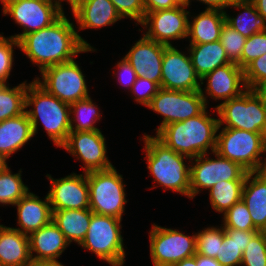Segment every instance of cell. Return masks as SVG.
Here are the masks:
<instances>
[{"label": "cell", "mask_w": 266, "mask_h": 266, "mask_svg": "<svg viewBox=\"0 0 266 266\" xmlns=\"http://www.w3.org/2000/svg\"><path fill=\"white\" fill-rule=\"evenodd\" d=\"M6 83L2 80V79H0V89L5 85Z\"/></svg>", "instance_id": "cell-57"}, {"label": "cell", "mask_w": 266, "mask_h": 266, "mask_svg": "<svg viewBox=\"0 0 266 266\" xmlns=\"http://www.w3.org/2000/svg\"><path fill=\"white\" fill-rule=\"evenodd\" d=\"M19 48L39 66L40 72L49 66L69 62L78 53L94 51L64 14L49 27L24 35L19 40Z\"/></svg>", "instance_id": "cell-1"}, {"label": "cell", "mask_w": 266, "mask_h": 266, "mask_svg": "<svg viewBox=\"0 0 266 266\" xmlns=\"http://www.w3.org/2000/svg\"><path fill=\"white\" fill-rule=\"evenodd\" d=\"M252 90L261 99L266 108V80L258 83Z\"/></svg>", "instance_id": "cell-48"}, {"label": "cell", "mask_w": 266, "mask_h": 266, "mask_svg": "<svg viewBox=\"0 0 266 266\" xmlns=\"http://www.w3.org/2000/svg\"><path fill=\"white\" fill-rule=\"evenodd\" d=\"M205 79L208 83L206 93L215 100H230L240 96L247 89L243 69L233 62L217 67L203 77L201 82Z\"/></svg>", "instance_id": "cell-19"}, {"label": "cell", "mask_w": 266, "mask_h": 266, "mask_svg": "<svg viewBox=\"0 0 266 266\" xmlns=\"http://www.w3.org/2000/svg\"><path fill=\"white\" fill-rule=\"evenodd\" d=\"M28 192L29 188L21 179V171L12 174L7 166L0 172V203L15 205Z\"/></svg>", "instance_id": "cell-34"}, {"label": "cell", "mask_w": 266, "mask_h": 266, "mask_svg": "<svg viewBox=\"0 0 266 266\" xmlns=\"http://www.w3.org/2000/svg\"><path fill=\"white\" fill-rule=\"evenodd\" d=\"M251 1L254 3L257 12L266 19V0H251Z\"/></svg>", "instance_id": "cell-49"}, {"label": "cell", "mask_w": 266, "mask_h": 266, "mask_svg": "<svg viewBox=\"0 0 266 266\" xmlns=\"http://www.w3.org/2000/svg\"><path fill=\"white\" fill-rule=\"evenodd\" d=\"M257 232L224 228V239L217 254L218 262L222 266L241 265L242 253Z\"/></svg>", "instance_id": "cell-29"}, {"label": "cell", "mask_w": 266, "mask_h": 266, "mask_svg": "<svg viewBox=\"0 0 266 266\" xmlns=\"http://www.w3.org/2000/svg\"><path fill=\"white\" fill-rule=\"evenodd\" d=\"M185 7L188 6L180 4L172 9L146 13L140 24L149 28L143 35L167 46L172 45L169 39L188 38L189 17L187 16L190 13Z\"/></svg>", "instance_id": "cell-14"}, {"label": "cell", "mask_w": 266, "mask_h": 266, "mask_svg": "<svg viewBox=\"0 0 266 266\" xmlns=\"http://www.w3.org/2000/svg\"><path fill=\"white\" fill-rule=\"evenodd\" d=\"M216 159H210L206 154L194 158L195 165L190 167V198H194L202 189H211L221 180H245L247 171L239 164L221 157L213 152ZM207 157V158H206ZM205 158V159H204Z\"/></svg>", "instance_id": "cell-13"}, {"label": "cell", "mask_w": 266, "mask_h": 266, "mask_svg": "<svg viewBox=\"0 0 266 266\" xmlns=\"http://www.w3.org/2000/svg\"><path fill=\"white\" fill-rule=\"evenodd\" d=\"M224 239V227H209L196 233V254L217 259L220 246Z\"/></svg>", "instance_id": "cell-35"}, {"label": "cell", "mask_w": 266, "mask_h": 266, "mask_svg": "<svg viewBox=\"0 0 266 266\" xmlns=\"http://www.w3.org/2000/svg\"><path fill=\"white\" fill-rule=\"evenodd\" d=\"M27 86L26 81L14 88L6 83L0 89V122L25 113Z\"/></svg>", "instance_id": "cell-32"}, {"label": "cell", "mask_w": 266, "mask_h": 266, "mask_svg": "<svg viewBox=\"0 0 266 266\" xmlns=\"http://www.w3.org/2000/svg\"><path fill=\"white\" fill-rule=\"evenodd\" d=\"M117 67L120 69L118 71L119 73L117 74L119 75V82H121V84L127 86L128 88H132V85L136 81L137 75L131 64L126 58H123L120 62H118Z\"/></svg>", "instance_id": "cell-44"}, {"label": "cell", "mask_w": 266, "mask_h": 266, "mask_svg": "<svg viewBox=\"0 0 266 266\" xmlns=\"http://www.w3.org/2000/svg\"><path fill=\"white\" fill-rule=\"evenodd\" d=\"M245 180H221L210 190V204L219 213H225L242 198Z\"/></svg>", "instance_id": "cell-31"}, {"label": "cell", "mask_w": 266, "mask_h": 266, "mask_svg": "<svg viewBox=\"0 0 266 266\" xmlns=\"http://www.w3.org/2000/svg\"><path fill=\"white\" fill-rule=\"evenodd\" d=\"M3 14H9L23 28L21 34L12 36L19 41L24 35L52 25L63 14V8L49 0H12L3 5Z\"/></svg>", "instance_id": "cell-12"}, {"label": "cell", "mask_w": 266, "mask_h": 266, "mask_svg": "<svg viewBox=\"0 0 266 266\" xmlns=\"http://www.w3.org/2000/svg\"><path fill=\"white\" fill-rule=\"evenodd\" d=\"M29 236L0 225V266H29Z\"/></svg>", "instance_id": "cell-23"}, {"label": "cell", "mask_w": 266, "mask_h": 266, "mask_svg": "<svg viewBox=\"0 0 266 266\" xmlns=\"http://www.w3.org/2000/svg\"><path fill=\"white\" fill-rule=\"evenodd\" d=\"M180 4H185L187 6L188 0H177Z\"/></svg>", "instance_id": "cell-56"}, {"label": "cell", "mask_w": 266, "mask_h": 266, "mask_svg": "<svg viewBox=\"0 0 266 266\" xmlns=\"http://www.w3.org/2000/svg\"><path fill=\"white\" fill-rule=\"evenodd\" d=\"M41 74L43 82L36 78L37 83L64 103L71 105L89 97L85 76L74 59L49 66Z\"/></svg>", "instance_id": "cell-10"}, {"label": "cell", "mask_w": 266, "mask_h": 266, "mask_svg": "<svg viewBox=\"0 0 266 266\" xmlns=\"http://www.w3.org/2000/svg\"><path fill=\"white\" fill-rule=\"evenodd\" d=\"M160 88L158 83L149 81L144 77H137L130 91L136 95V102L148 106Z\"/></svg>", "instance_id": "cell-42"}, {"label": "cell", "mask_w": 266, "mask_h": 266, "mask_svg": "<svg viewBox=\"0 0 266 266\" xmlns=\"http://www.w3.org/2000/svg\"><path fill=\"white\" fill-rule=\"evenodd\" d=\"M206 98L202 89L197 91H176L160 88L147 106L164 117L156 132L158 133L170 123L182 122L201 114L207 109Z\"/></svg>", "instance_id": "cell-9"}, {"label": "cell", "mask_w": 266, "mask_h": 266, "mask_svg": "<svg viewBox=\"0 0 266 266\" xmlns=\"http://www.w3.org/2000/svg\"><path fill=\"white\" fill-rule=\"evenodd\" d=\"M61 147L82 160L85 164L83 167L85 173L114 167L106 157L105 137L100 130L70 132Z\"/></svg>", "instance_id": "cell-16"}, {"label": "cell", "mask_w": 266, "mask_h": 266, "mask_svg": "<svg viewBox=\"0 0 266 266\" xmlns=\"http://www.w3.org/2000/svg\"><path fill=\"white\" fill-rule=\"evenodd\" d=\"M13 45L19 47V41L10 38H5L0 35V79L7 81L12 65H13Z\"/></svg>", "instance_id": "cell-40"}, {"label": "cell", "mask_w": 266, "mask_h": 266, "mask_svg": "<svg viewBox=\"0 0 266 266\" xmlns=\"http://www.w3.org/2000/svg\"><path fill=\"white\" fill-rule=\"evenodd\" d=\"M173 266H197V254H195L193 257L183 259Z\"/></svg>", "instance_id": "cell-50"}, {"label": "cell", "mask_w": 266, "mask_h": 266, "mask_svg": "<svg viewBox=\"0 0 266 266\" xmlns=\"http://www.w3.org/2000/svg\"><path fill=\"white\" fill-rule=\"evenodd\" d=\"M177 0H144L145 14L158 10L172 9L179 6Z\"/></svg>", "instance_id": "cell-45"}, {"label": "cell", "mask_w": 266, "mask_h": 266, "mask_svg": "<svg viewBox=\"0 0 266 266\" xmlns=\"http://www.w3.org/2000/svg\"><path fill=\"white\" fill-rule=\"evenodd\" d=\"M49 1L56 3L60 8H62L61 1H64V0H49ZM67 3L70 4L71 9H72L74 2L72 0H67Z\"/></svg>", "instance_id": "cell-53"}, {"label": "cell", "mask_w": 266, "mask_h": 266, "mask_svg": "<svg viewBox=\"0 0 266 266\" xmlns=\"http://www.w3.org/2000/svg\"><path fill=\"white\" fill-rule=\"evenodd\" d=\"M34 136L27 113L0 122V153L7 159Z\"/></svg>", "instance_id": "cell-25"}, {"label": "cell", "mask_w": 266, "mask_h": 266, "mask_svg": "<svg viewBox=\"0 0 266 266\" xmlns=\"http://www.w3.org/2000/svg\"><path fill=\"white\" fill-rule=\"evenodd\" d=\"M71 10L79 29L100 28L122 19L110 0H78Z\"/></svg>", "instance_id": "cell-22"}, {"label": "cell", "mask_w": 266, "mask_h": 266, "mask_svg": "<svg viewBox=\"0 0 266 266\" xmlns=\"http://www.w3.org/2000/svg\"><path fill=\"white\" fill-rule=\"evenodd\" d=\"M219 126L249 132L262 133L266 136V108L252 89H246L240 96L224 101L215 107Z\"/></svg>", "instance_id": "cell-7"}, {"label": "cell", "mask_w": 266, "mask_h": 266, "mask_svg": "<svg viewBox=\"0 0 266 266\" xmlns=\"http://www.w3.org/2000/svg\"><path fill=\"white\" fill-rule=\"evenodd\" d=\"M231 7L243 9L244 12L235 18L229 17L225 12L226 23L244 37L266 31V19L257 12L251 0H235Z\"/></svg>", "instance_id": "cell-30"}, {"label": "cell", "mask_w": 266, "mask_h": 266, "mask_svg": "<svg viewBox=\"0 0 266 266\" xmlns=\"http://www.w3.org/2000/svg\"><path fill=\"white\" fill-rule=\"evenodd\" d=\"M217 134L216 150L221 157L239 164L247 172L261 171V154L266 152V136L234 128Z\"/></svg>", "instance_id": "cell-5"}, {"label": "cell", "mask_w": 266, "mask_h": 266, "mask_svg": "<svg viewBox=\"0 0 266 266\" xmlns=\"http://www.w3.org/2000/svg\"><path fill=\"white\" fill-rule=\"evenodd\" d=\"M1 3H3V5H5L6 3H8L9 1H12V0H0Z\"/></svg>", "instance_id": "cell-58"}, {"label": "cell", "mask_w": 266, "mask_h": 266, "mask_svg": "<svg viewBox=\"0 0 266 266\" xmlns=\"http://www.w3.org/2000/svg\"><path fill=\"white\" fill-rule=\"evenodd\" d=\"M92 214L89 208L54 210L52 220L69 244L75 241L80 245L88 231Z\"/></svg>", "instance_id": "cell-26"}, {"label": "cell", "mask_w": 266, "mask_h": 266, "mask_svg": "<svg viewBox=\"0 0 266 266\" xmlns=\"http://www.w3.org/2000/svg\"><path fill=\"white\" fill-rule=\"evenodd\" d=\"M266 266V238L258 231L242 253L241 265Z\"/></svg>", "instance_id": "cell-38"}, {"label": "cell", "mask_w": 266, "mask_h": 266, "mask_svg": "<svg viewBox=\"0 0 266 266\" xmlns=\"http://www.w3.org/2000/svg\"><path fill=\"white\" fill-rule=\"evenodd\" d=\"M260 172H262L266 176V159H264V163Z\"/></svg>", "instance_id": "cell-54"}, {"label": "cell", "mask_w": 266, "mask_h": 266, "mask_svg": "<svg viewBox=\"0 0 266 266\" xmlns=\"http://www.w3.org/2000/svg\"><path fill=\"white\" fill-rule=\"evenodd\" d=\"M241 199L249 210L255 228L260 231L266 223V176L262 172L247 173Z\"/></svg>", "instance_id": "cell-24"}, {"label": "cell", "mask_w": 266, "mask_h": 266, "mask_svg": "<svg viewBox=\"0 0 266 266\" xmlns=\"http://www.w3.org/2000/svg\"><path fill=\"white\" fill-rule=\"evenodd\" d=\"M197 266H222L217 259L197 254Z\"/></svg>", "instance_id": "cell-47"}, {"label": "cell", "mask_w": 266, "mask_h": 266, "mask_svg": "<svg viewBox=\"0 0 266 266\" xmlns=\"http://www.w3.org/2000/svg\"><path fill=\"white\" fill-rule=\"evenodd\" d=\"M7 158L0 153V172L3 171L8 165L6 164Z\"/></svg>", "instance_id": "cell-52"}, {"label": "cell", "mask_w": 266, "mask_h": 266, "mask_svg": "<svg viewBox=\"0 0 266 266\" xmlns=\"http://www.w3.org/2000/svg\"><path fill=\"white\" fill-rule=\"evenodd\" d=\"M121 219L93 213L86 236L80 246L94 252L111 266H123L125 251L120 229Z\"/></svg>", "instance_id": "cell-6"}, {"label": "cell", "mask_w": 266, "mask_h": 266, "mask_svg": "<svg viewBox=\"0 0 266 266\" xmlns=\"http://www.w3.org/2000/svg\"><path fill=\"white\" fill-rule=\"evenodd\" d=\"M189 46L192 64L196 74L201 80L217 67L232 63L228 59L220 41L204 44H190Z\"/></svg>", "instance_id": "cell-28"}, {"label": "cell", "mask_w": 266, "mask_h": 266, "mask_svg": "<svg viewBox=\"0 0 266 266\" xmlns=\"http://www.w3.org/2000/svg\"><path fill=\"white\" fill-rule=\"evenodd\" d=\"M243 73L247 89H253L258 83L266 80V53L250 62L243 69Z\"/></svg>", "instance_id": "cell-43"}, {"label": "cell", "mask_w": 266, "mask_h": 266, "mask_svg": "<svg viewBox=\"0 0 266 266\" xmlns=\"http://www.w3.org/2000/svg\"><path fill=\"white\" fill-rule=\"evenodd\" d=\"M29 266H64L60 262H50V261H32Z\"/></svg>", "instance_id": "cell-51"}, {"label": "cell", "mask_w": 266, "mask_h": 266, "mask_svg": "<svg viewBox=\"0 0 266 266\" xmlns=\"http://www.w3.org/2000/svg\"><path fill=\"white\" fill-rule=\"evenodd\" d=\"M161 88L176 91L201 90V79L195 72L192 60L173 45L166 46L162 61ZM200 82H199V81Z\"/></svg>", "instance_id": "cell-15"}, {"label": "cell", "mask_w": 266, "mask_h": 266, "mask_svg": "<svg viewBox=\"0 0 266 266\" xmlns=\"http://www.w3.org/2000/svg\"><path fill=\"white\" fill-rule=\"evenodd\" d=\"M246 37H244L241 33L237 32L226 22L224 23L221 33L220 39L228 59L236 63L241 68V56L244 44L246 42Z\"/></svg>", "instance_id": "cell-36"}, {"label": "cell", "mask_w": 266, "mask_h": 266, "mask_svg": "<svg viewBox=\"0 0 266 266\" xmlns=\"http://www.w3.org/2000/svg\"><path fill=\"white\" fill-rule=\"evenodd\" d=\"M260 232L266 238V223L264 224V226L262 227V229L260 230Z\"/></svg>", "instance_id": "cell-55"}, {"label": "cell", "mask_w": 266, "mask_h": 266, "mask_svg": "<svg viewBox=\"0 0 266 266\" xmlns=\"http://www.w3.org/2000/svg\"><path fill=\"white\" fill-rule=\"evenodd\" d=\"M68 245L70 244L53 220L29 235L32 261L56 262V258L60 257ZM33 252L37 255L33 256Z\"/></svg>", "instance_id": "cell-20"}, {"label": "cell", "mask_w": 266, "mask_h": 266, "mask_svg": "<svg viewBox=\"0 0 266 266\" xmlns=\"http://www.w3.org/2000/svg\"><path fill=\"white\" fill-rule=\"evenodd\" d=\"M152 226L150 255L154 266H173L196 254V234L187 236L178 230Z\"/></svg>", "instance_id": "cell-11"}, {"label": "cell", "mask_w": 266, "mask_h": 266, "mask_svg": "<svg viewBox=\"0 0 266 266\" xmlns=\"http://www.w3.org/2000/svg\"><path fill=\"white\" fill-rule=\"evenodd\" d=\"M166 46L143 36L124 58L131 64L137 77L147 78L161 86V69Z\"/></svg>", "instance_id": "cell-18"}, {"label": "cell", "mask_w": 266, "mask_h": 266, "mask_svg": "<svg viewBox=\"0 0 266 266\" xmlns=\"http://www.w3.org/2000/svg\"><path fill=\"white\" fill-rule=\"evenodd\" d=\"M121 18L128 17L140 24L145 16L144 0H110Z\"/></svg>", "instance_id": "cell-41"}, {"label": "cell", "mask_w": 266, "mask_h": 266, "mask_svg": "<svg viewBox=\"0 0 266 266\" xmlns=\"http://www.w3.org/2000/svg\"><path fill=\"white\" fill-rule=\"evenodd\" d=\"M143 140L147 168L154 177V182L190 198V167L184 163V159L189 157L167 147L156 136L144 135Z\"/></svg>", "instance_id": "cell-4"}, {"label": "cell", "mask_w": 266, "mask_h": 266, "mask_svg": "<svg viewBox=\"0 0 266 266\" xmlns=\"http://www.w3.org/2000/svg\"><path fill=\"white\" fill-rule=\"evenodd\" d=\"M266 53V31L251 35L246 39L241 56V69Z\"/></svg>", "instance_id": "cell-39"}, {"label": "cell", "mask_w": 266, "mask_h": 266, "mask_svg": "<svg viewBox=\"0 0 266 266\" xmlns=\"http://www.w3.org/2000/svg\"><path fill=\"white\" fill-rule=\"evenodd\" d=\"M224 228H232L243 231H258L252 221L246 204L241 199L224 213Z\"/></svg>", "instance_id": "cell-37"}, {"label": "cell", "mask_w": 266, "mask_h": 266, "mask_svg": "<svg viewBox=\"0 0 266 266\" xmlns=\"http://www.w3.org/2000/svg\"><path fill=\"white\" fill-rule=\"evenodd\" d=\"M226 22L225 11L206 9L188 25L190 44H204L219 41L221 29ZM191 35V36H190Z\"/></svg>", "instance_id": "cell-27"}, {"label": "cell", "mask_w": 266, "mask_h": 266, "mask_svg": "<svg viewBox=\"0 0 266 266\" xmlns=\"http://www.w3.org/2000/svg\"><path fill=\"white\" fill-rule=\"evenodd\" d=\"M15 205L17 206L18 225L22 229H13L23 234L29 236L52 221L53 212L47 195L45 201H42L35 194L28 192Z\"/></svg>", "instance_id": "cell-21"}, {"label": "cell", "mask_w": 266, "mask_h": 266, "mask_svg": "<svg viewBox=\"0 0 266 266\" xmlns=\"http://www.w3.org/2000/svg\"><path fill=\"white\" fill-rule=\"evenodd\" d=\"M98 107L92 102L90 97L79 100L70 105V113H74L75 117L70 119V132H86L100 130L95 127L97 120L101 115L96 110ZM75 125L73 126V122ZM77 122V123H76Z\"/></svg>", "instance_id": "cell-33"}, {"label": "cell", "mask_w": 266, "mask_h": 266, "mask_svg": "<svg viewBox=\"0 0 266 266\" xmlns=\"http://www.w3.org/2000/svg\"><path fill=\"white\" fill-rule=\"evenodd\" d=\"M206 109L199 115L182 122L164 126L156 137L167 147L189 157V160L216 150L219 119L209 117Z\"/></svg>", "instance_id": "cell-2"}, {"label": "cell", "mask_w": 266, "mask_h": 266, "mask_svg": "<svg viewBox=\"0 0 266 266\" xmlns=\"http://www.w3.org/2000/svg\"><path fill=\"white\" fill-rule=\"evenodd\" d=\"M90 210L93 213L121 219L125 210V185L114 167L87 172Z\"/></svg>", "instance_id": "cell-8"}, {"label": "cell", "mask_w": 266, "mask_h": 266, "mask_svg": "<svg viewBox=\"0 0 266 266\" xmlns=\"http://www.w3.org/2000/svg\"><path fill=\"white\" fill-rule=\"evenodd\" d=\"M31 105L35 106L34 109L25 112L32 124L34 135L40 118L49 138L57 147H61L70 133V105L48 93L36 80L27 86L26 108Z\"/></svg>", "instance_id": "cell-3"}, {"label": "cell", "mask_w": 266, "mask_h": 266, "mask_svg": "<svg viewBox=\"0 0 266 266\" xmlns=\"http://www.w3.org/2000/svg\"><path fill=\"white\" fill-rule=\"evenodd\" d=\"M84 174L73 173L61 179H53L47 174L51 184L47 196L52 212L62 209L90 208L87 173L84 172Z\"/></svg>", "instance_id": "cell-17"}, {"label": "cell", "mask_w": 266, "mask_h": 266, "mask_svg": "<svg viewBox=\"0 0 266 266\" xmlns=\"http://www.w3.org/2000/svg\"><path fill=\"white\" fill-rule=\"evenodd\" d=\"M208 5L206 9L209 10H221L224 11L225 8L230 7L235 0H198ZM190 0L187 1V6L190 4Z\"/></svg>", "instance_id": "cell-46"}]
</instances>
